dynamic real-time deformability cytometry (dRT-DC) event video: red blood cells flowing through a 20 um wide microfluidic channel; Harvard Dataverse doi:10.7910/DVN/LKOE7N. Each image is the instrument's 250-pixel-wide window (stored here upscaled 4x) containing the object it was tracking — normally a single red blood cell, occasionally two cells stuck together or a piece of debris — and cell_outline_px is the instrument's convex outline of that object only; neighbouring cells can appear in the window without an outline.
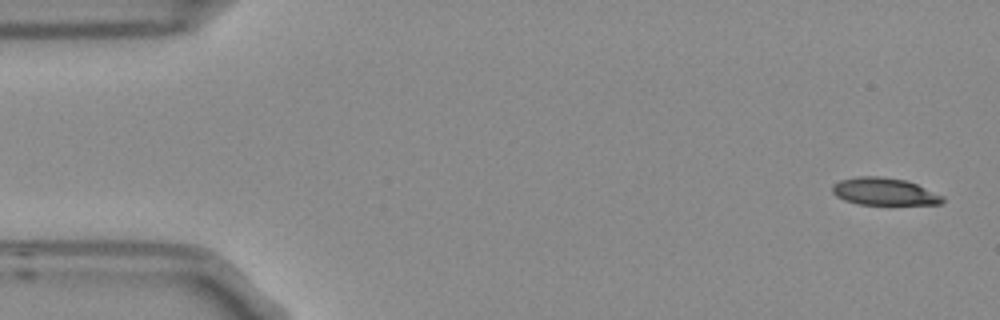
{"species": "Egyptian fruit bat (a non-hibernating species)", "species_latin": "Rousettus aegyptiacus", "temperature_condition": "room temperature", "stored_images_in_passage": 4, "camera_frame_rate_fps": 3000, "um_per_image_px": 0.085, "frame": {"image": 1, "passage_image": 1, "time_ms": 0.0, "image_size_px": [1000, 320], "cell_outline_px": [[944, 200], [940, 204], [860, 204], [844, 200], [836, 196], [832, 192], [832, 184], [840, 180], [856, 176], [880, 176], [908, 180], [944, 196]], "centroid_in_image_um": [75.15, 16.27], "position_along_channel_um": 9.9, "area_um2": 17.63}}
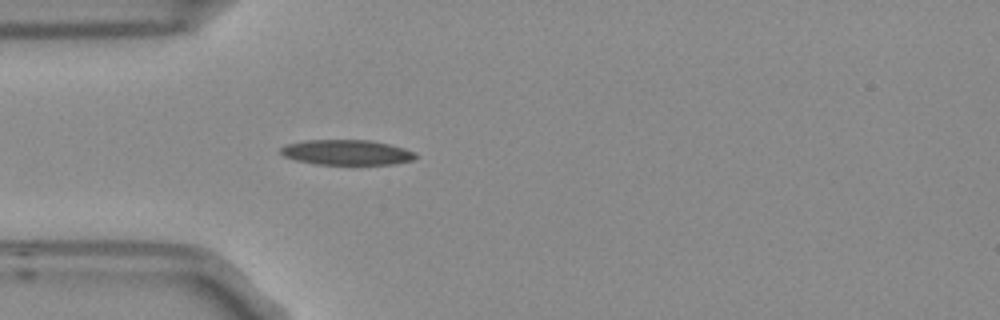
{"frame": {"image": 2, "passage_image": 4, "time_ms": 1.0, "image_size_px": [1000, 320], "cell_outline_px": [[416, 156], [412, 160], [392, 164], [316, 164], [296, 160], [284, 156], [280, 152], [280, 148], [288, 144], [304, 140], [368, 140], [388, 144], [404, 148], [416, 152]], "centroid_in_image_um": [29.46, 12.95], "position_along_channel_um": 55.5, "area_um2": 19.59}}